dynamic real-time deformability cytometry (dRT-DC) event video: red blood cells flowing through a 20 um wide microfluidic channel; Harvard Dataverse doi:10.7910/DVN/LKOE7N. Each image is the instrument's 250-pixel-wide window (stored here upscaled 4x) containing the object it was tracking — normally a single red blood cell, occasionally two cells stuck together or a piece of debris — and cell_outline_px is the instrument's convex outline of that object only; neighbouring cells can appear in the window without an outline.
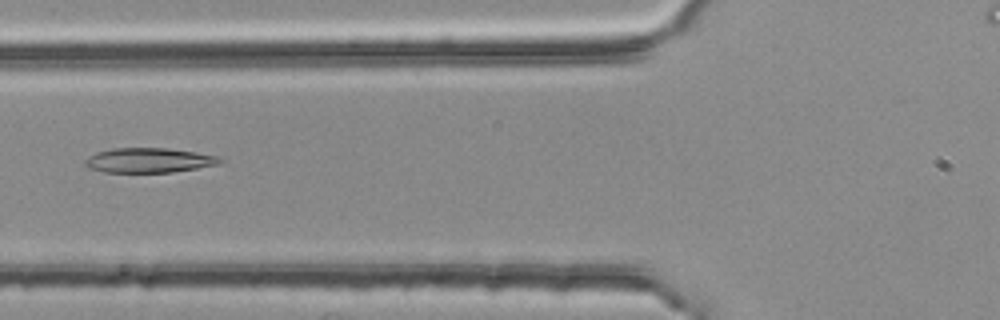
{"species": "common noctule bat (a hibernating species)", "species_latin": "Nyctalus noctula", "temperature_condition": "room temperature", "stored_images_in_passage": 5, "camera_frame_rate_fps": 3000, "um_per_image_px": 0.085, "animal": {"sex": "female", "body_mass_g": 25.1}, "frame": {"image": 1, "passage_image": 5, "time_ms": 1.333, "image_size_px": [1000, 320], "cell_outline_px": [[224, 160], [220, 164], [172, 172], [104, 172], [88, 168], [84, 164], [84, 160], [88, 156], [96, 152], [112, 148], [168, 148], [196, 152], [220, 156]], "centroid_in_image_um": [12.66, 13.62], "position_along_channel_um": 113.1, "area_um2": 19.59}}